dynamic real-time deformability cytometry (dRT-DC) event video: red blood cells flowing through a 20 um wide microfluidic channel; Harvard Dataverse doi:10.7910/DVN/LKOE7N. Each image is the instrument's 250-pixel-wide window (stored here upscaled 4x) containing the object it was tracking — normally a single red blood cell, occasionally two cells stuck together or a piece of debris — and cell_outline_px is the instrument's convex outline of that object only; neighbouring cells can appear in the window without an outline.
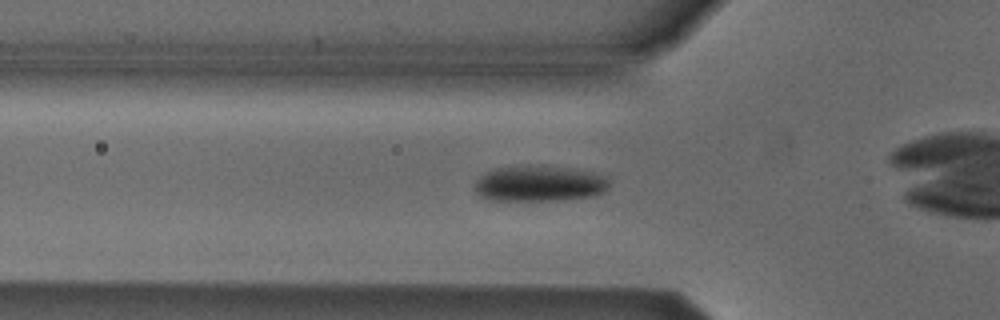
{"species": "Egyptian fruit bat (a non-hibernating species)", "species_latin": "Rousettus aegyptiacus", "temperature_condition": "cold", "stored_images_in_passage": 34, "camera_frame_rate_fps": 3000, "um_per_image_px": 0.085, "animal": {"sex": "male"}, "frame": {"image": 1, "passage_image": 9, "time_ms": 2.667, "image_size_px": [1000, 320], "cell_outline_px": [[608, 188], [604, 192], [592, 196], [560, 200], [492, 200], [480, 196], [476, 192], [476, 180], [488, 172], [496, 168], [524, 164], [540, 164], [572, 168], [592, 172], [608, 176]], "centroid_in_image_um": [45.89, 15.57], "position_along_channel_um": 79.9, "area_um2": 28.44}}
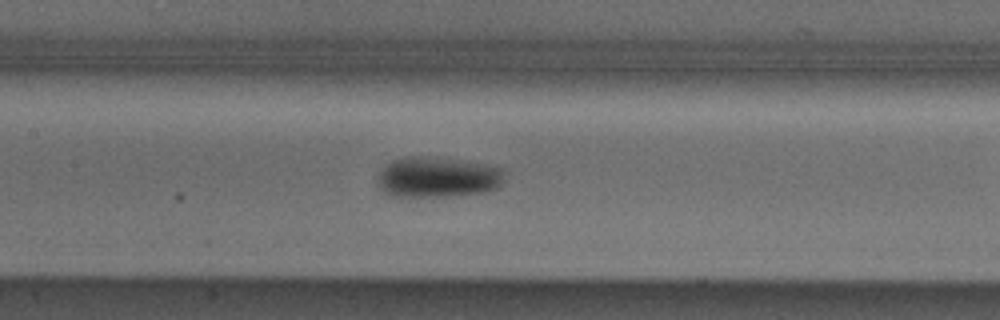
{"frame": {"image": 2, "passage_image": 16, "time_ms": 5.0, "image_size_px": [1000, 320], "cell_outline_px": [[504, 172], [500, 184], [496, 188], [484, 192], [448, 196], [392, 196], [384, 192], [380, 188], [376, 180], [384, 164], [392, 160], [408, 156], [416, 156], [456, 160], [484, 164], [504, 168]], "centroid_in_image_um": [37.15, 15.06], "position_along_channel_um": 170.3, "area_um2": 29.77}}
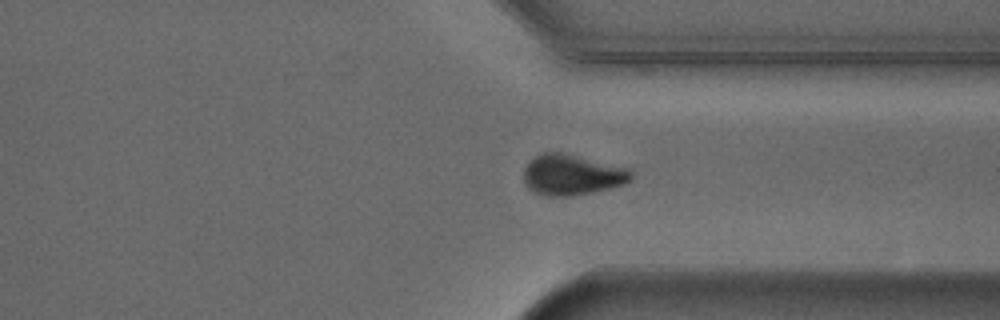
{"frame": {"image": 3, "passage_image": 31, "time_ms": 10.0, "image_size_px": [1000, 320], "cell_outline_px": [[632, 180], [624, 184], [592, 192], [572, 196], [544, 196], [528, 188], [524, 180], [524, 168], [528, 160], [544, 152], [560, 152], [632, 168]], "centroid_in_image_um": [48.63, 14.85], "position_along_channel_um": 362.8, "area_um2": 25.61}}